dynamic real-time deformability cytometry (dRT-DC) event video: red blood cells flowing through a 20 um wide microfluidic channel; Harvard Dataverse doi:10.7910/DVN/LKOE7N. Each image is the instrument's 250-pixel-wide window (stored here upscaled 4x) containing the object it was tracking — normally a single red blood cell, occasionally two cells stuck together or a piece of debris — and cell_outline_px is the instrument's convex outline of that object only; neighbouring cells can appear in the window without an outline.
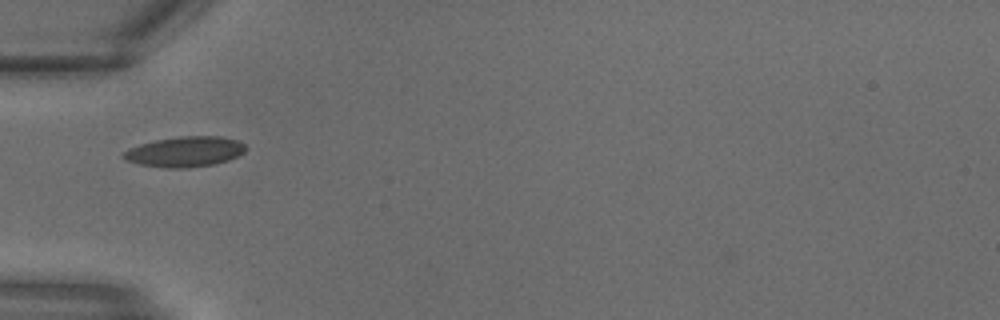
{"species": "common noctule bat (a hibernating species)", "species_latin": "Nyctalus noctula", "temperature_condition": "warm", "stored_images_in_passage": 21, "camera_frame_rate_fps": 3000, "um_per_image_px": 0.085, "animal": {"sex": "male", "body_mass_g": 18.8}, "frame": {"image": 1, "passage_image": 1, "time_ms": 0.0, "image_size_px": [1000, 320], "cell_outline_px": [[248, 148], [244, 152], [228, 160], [212, 164], [188, 168], [164, 168], [140, 164], [128, 160], [120, 156], [128, 148], [140, 144], [156, 140], [180, 136], [220, 136], [236, 140], [244, 144]], "centroid_in_image_um": [15.72, 12.89], "position_along_channel_um": 69.3, "area_um2": 21.5}}
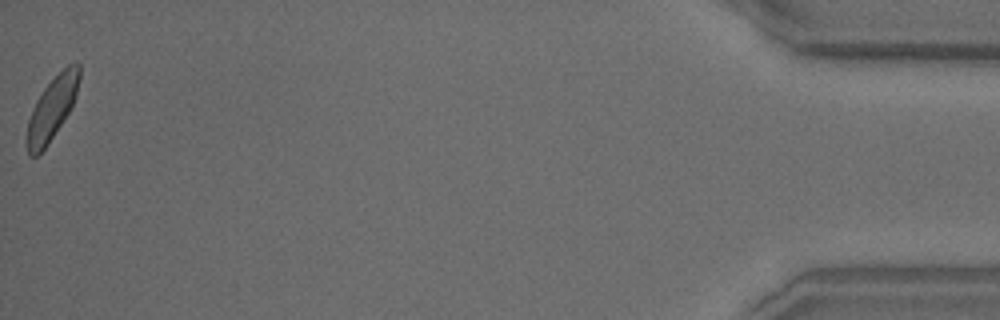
{"frame": {"image": 2, "passage_image": 21, "time_ms": 6.667, "image_size_px": [1000, 320], "cell_outline_px": [[80, 76], [76, 96], [68, 112], [48, 144], [36, 156], [28, 156], [24, 140], [28, 120], [32, 108], [36, 100], [44, 88], [68, 64], [80, 64]], "centroid_in_image_um": [4.37, 9.27], "position_along_channel_um": 430.8, "area_um2": 19.07}}